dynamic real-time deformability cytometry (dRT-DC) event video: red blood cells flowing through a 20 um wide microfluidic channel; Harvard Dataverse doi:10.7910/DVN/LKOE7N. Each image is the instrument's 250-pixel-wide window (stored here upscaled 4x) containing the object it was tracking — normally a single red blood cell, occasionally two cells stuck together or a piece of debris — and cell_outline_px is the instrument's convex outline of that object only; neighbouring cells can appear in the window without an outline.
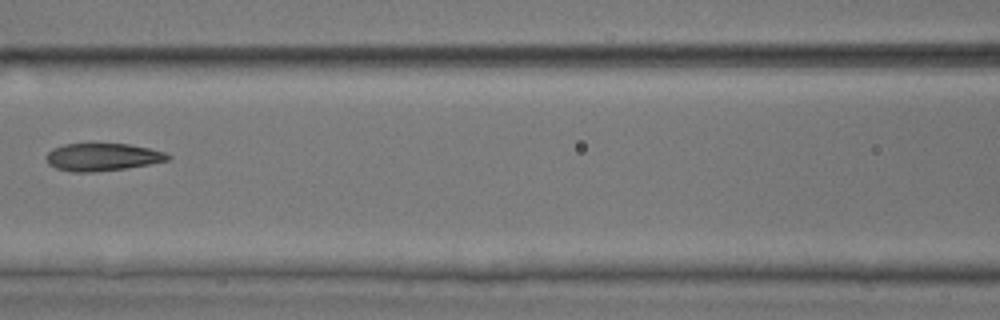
{"species": "common noctule bat (a hibernating species)", "species_latin": "Nyctalus noctula", "temperature_condition": "room temperature", "stored_images_in_passage": 8, "camera_frame_rate_fps": 3000, "um_per_image_px": 0.085, "animal": {"sex": "male", "body_mass_g": 17.9, "forearm_length_mm": 54.2}, "frame": {"image": 1, "passage_image": 7, "time_ms": 7.0, "image_size_px": [1000, 320], "cell_outline_px": [[172, 156], [168, 160], [148, 164], [124, 168], [96, 172], [72, 172], [56, 168], [48, 164], [44, 156], [52, 148], [64, 144], [92, 140], [128, 144], [148, 148], [164, 152]], "centroid_in_image_um": [8.62, 13.29], "position_along_channel_um": 158.0, "area_um2": 20.4}}
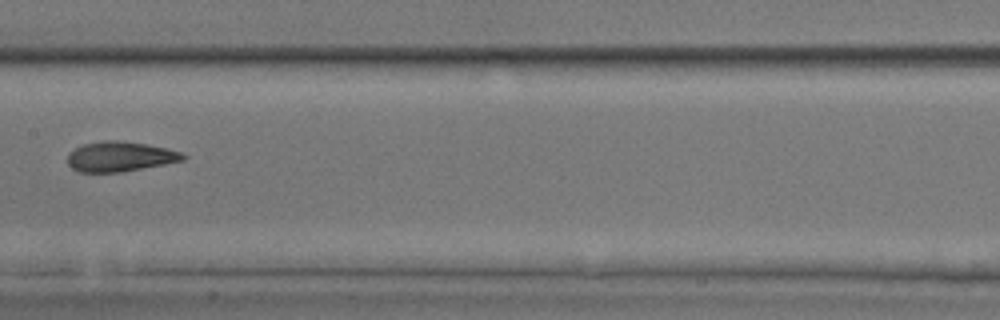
{"frame": {"image": 2, "passage_image": 8, "time_ms": 8.0, "image_size_px": [1000, 320], "cell_outline_px": [[188, 156], [184, 160], [164, 164], [120, 172], [80, 172], [72, 168], [68, 164], [68, 152], [84, 144], [104, 140], [116, 140], [144, 144], [164, 148], [180, 152]], "centroid_in_image_um": [10.18, 13.31], "position_along_channel_um": 197.2, "area_um2": 19.88}}